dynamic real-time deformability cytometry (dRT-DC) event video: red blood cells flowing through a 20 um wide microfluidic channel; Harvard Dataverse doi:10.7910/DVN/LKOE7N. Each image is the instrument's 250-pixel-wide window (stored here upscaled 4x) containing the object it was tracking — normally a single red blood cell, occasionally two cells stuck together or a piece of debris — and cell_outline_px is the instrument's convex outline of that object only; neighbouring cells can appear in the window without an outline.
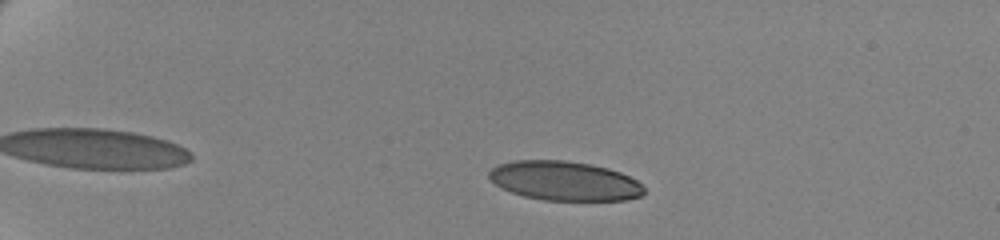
{"species": "human", "species_latin": "Homo sapiens", "temperature_condition": "cold", "stored_images_in_passage": 47, "camera_frame_rate_fps": 3000, "um_per_image_px": 0.085, "donor": {"sex": "female"}, "frame": {"image": 1, "passage_image": 1, "time_ms": 0.0, "image_size_px": [1000, 240], "cell_outline_px": [[644, 192], [640, 196], [624, 200], [544, 200], [524, 196], [512, 192], [496, 184], [488, 176], [488, 172], [496, 164], [516, 160], [564, 160], [588, 164], [608, 168], [620, 172], [636, 180], [644, 188]], "centroid_in_image_um": [47.96, 15.37], "position_along_channel_um": 37.0, "area_um2": 35.26}}
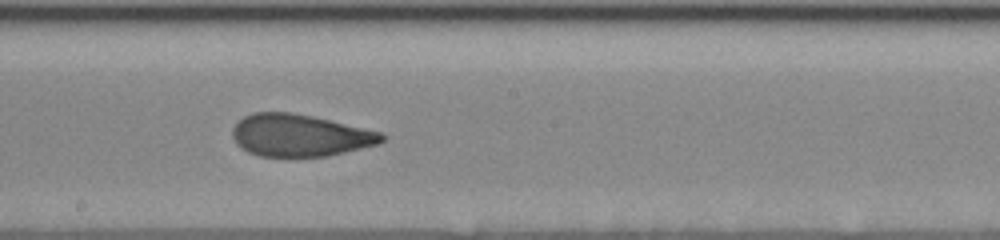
{"frame": {"image": 2, "passage_image": 24, "time_ms": 7.667, "image_size_px": [1000, 240], "cell_outline_px": [[388, 136], [380, 144], [344, 152], [324, 156], [260, 156], [248, 152], [240, 148], [236, 144], [232, 136], [232, 128], [244, 116], [252, 112], [292, 112], [312, 116], [380, 132]], "centroid_in_image_um": [25.47, 11.5], "position_along_channel_um": 222.7, "area_um2": 36.59}}
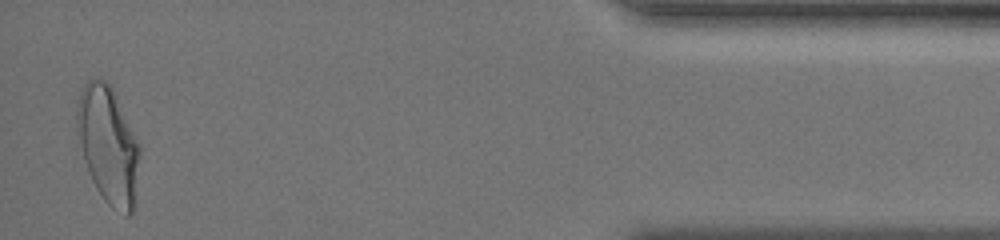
{"frame": {"image": 3, "passage_image": 46, "time_ms": 15.0, "image_size_px": [1000, 240], "cell_outline_px": [[140, 152], [136, 204], [132, 212], [128, 216], [112, 208], [104, 200], [96, 188], [92, 180], [84, 156], [80, 140], [76, 116], [76, 108], [80, 92], [84, 84], [88, 80], [104, 80], [112, 84], [140, 144]], "centroid_in_image_um": [9.25, 12.32], "position_along_channel_um": 425.9, "area_um2": 43.0}, "authors_computed_cell_mechanics": {"area_um2": 37.859, "velocity_mm_per_s": 3.4969, "shape_relaxation_time_tau1_ms": 5.4755, "shape_relaxation_time_tau2_ms": 1.0981, "deformation_change_tau1": 0.1844, "deformation_change_tau2": 0.0802}}